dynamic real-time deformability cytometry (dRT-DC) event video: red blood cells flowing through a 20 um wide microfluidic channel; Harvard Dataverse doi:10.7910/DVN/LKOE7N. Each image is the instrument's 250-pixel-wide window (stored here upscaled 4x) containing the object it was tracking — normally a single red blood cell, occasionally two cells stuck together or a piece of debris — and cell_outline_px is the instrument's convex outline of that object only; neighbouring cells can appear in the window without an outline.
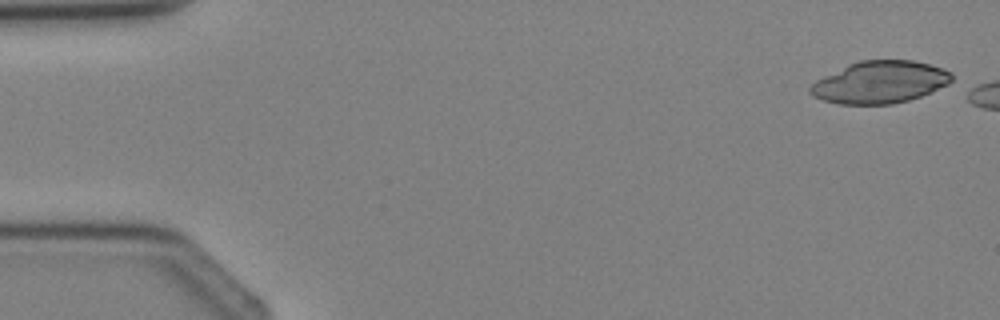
{"species": "Egyptian fruit bat (a non-hibernating species)", "species_latin": "Rousettus aegyptiacus", "temperature_condition": "cold", "stored_images_in_passage": 3, "camera_frame_rate_fps": 3000, "um_per_image_px": 0.085, "animal": {"sex": "female"}, "frame": {"image": 1, "passage_image": 1, "time_ms": 0.0, "image_size_px": [1000, 320], "cell_outline_px": [[952, 80], [948, 84], [920, 96], [908, 100], [892, 104], [836, 104], [812, 96], [808, 92], [808, 88], [816, 80], [848, 64], [860, 60], [912, 60], [928, 64], [952, 72]], "centroid_in_image_um": [74.76, 6.99], "position_along_channel_um": 10.2, "area_um2": 34.62}}